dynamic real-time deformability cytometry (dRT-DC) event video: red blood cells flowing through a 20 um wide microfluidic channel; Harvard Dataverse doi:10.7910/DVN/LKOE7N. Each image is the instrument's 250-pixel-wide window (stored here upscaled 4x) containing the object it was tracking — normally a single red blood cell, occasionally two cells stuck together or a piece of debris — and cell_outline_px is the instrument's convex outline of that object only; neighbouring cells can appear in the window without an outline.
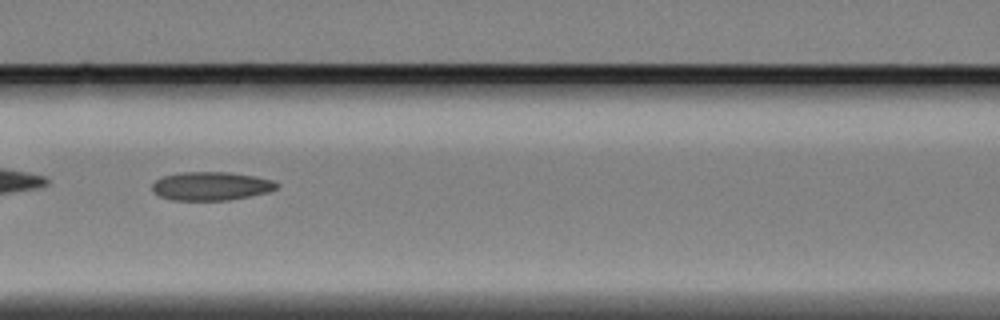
{"species": "Egyptian fruit bat (a non-hibernating species)", "species_latin": "Rousettus aegyptiacus", "temperature_condition": "cold", "stored_images_in_passage": 44, "camera_frame_rate_fps": 3000, "um_per_image_px": 0.085, "animal": {"sex": "female"}, "frame": {"image": 1, "passage_image": 19, "time_ms": 6.0, "image_size_px": [1000, 320], "cell_outline_px": [[280, 184], [276, 188], [268, 192], [228, 200], [172, 200], [160, 196], [152, 192], [152, 184], [156, 180], [164, 176], [184, 172], [228, 172], [256, 176], [272, 180]], "centroid_in_image_um": [17.94, 15.81], "position_along_channel_um": 148.7, "area_um2": 20.63}}
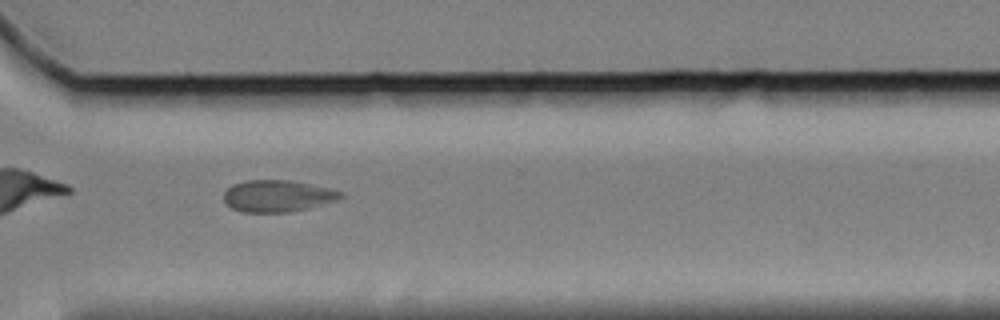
{"frame": {"image": 2, "passage_image": 37, "time_ms": 12.0, "image_size_px": [1000, 320], "cell_outline_px": [[344, 196], [336, 200], [308, 208], [292, 212], [244, 212], [232, 208], [224, 200], [224, 192], [232, 184], [244, 180], [288, 180], [328, 188], [344, 192]], "centroid_in_image_um": [23.58, 16.65], "position_along_channel_um": 347.0, "area_um2": 21.5}, "authors_computed_cell_mechanics": {"area_um2": 21.4438, "velocity_mm_per_s": 3.3124, "shape_relaxation_time_tau1_ms": null, "shape_relaxation_time_tau2_ms": 10.4418, "deformation_change_tau1": null, "deformation_change_tau2": 0.1287}}